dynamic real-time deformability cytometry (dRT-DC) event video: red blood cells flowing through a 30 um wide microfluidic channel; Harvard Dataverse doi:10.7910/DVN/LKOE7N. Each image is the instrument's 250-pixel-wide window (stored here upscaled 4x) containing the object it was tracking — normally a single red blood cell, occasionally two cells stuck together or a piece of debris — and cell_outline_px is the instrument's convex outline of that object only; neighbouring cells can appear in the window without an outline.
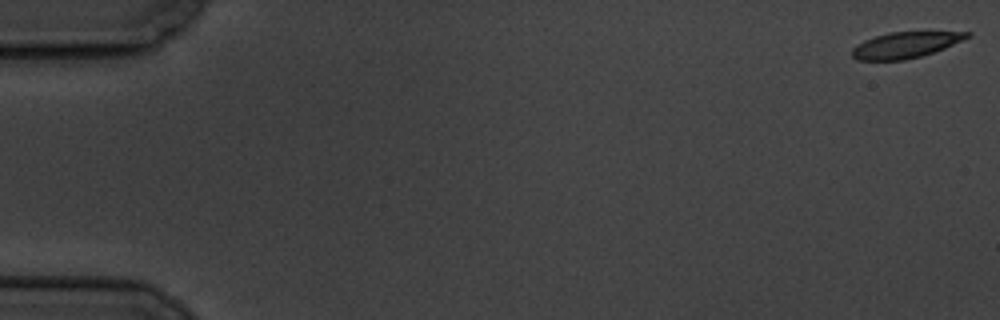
{"species": "common noctule bat (a hibernating species)", "species_latin": "Nyctalus noctula", "temperature_condition": "cold", "stored_images_in_passage": 5, "camera_frame_rate_fps": 3000, "um_per_image_px": 0.085, "animal": {"sex": "male", "body_mass_g": 19.5, "forearm_length_mm": 54.6}, "frame": {"image": 1, "passage_image": 1, "time_ms": 0.0, "image_size_px": [1000, 320], "cell_outline_px": [[972, 36], [944, 48], [920, 56], [904, 60], [856, 60], [852, 56], [852, 48], [856, 44], [864, 40], [888, 32], [972, 32]], "centroid_in_image_um": [76.93, 3.82], "position_along_channel_um": 8.1, "area_um2": 17.28}}
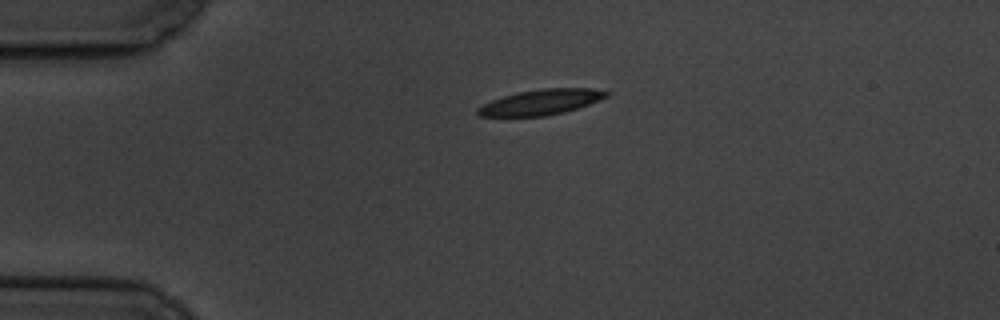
{"frame": {"image": 2, "passage_image": 4, "time_ms": 4.333, "image_size_px": [1000, 320], "cell_outline_px": [[612, 92], [608, 96], [588, 104], [564, 112], [544, 116], [480, 116], [476, 112], [476, 108], [492, 100], [504, 96], [520, 92], [544, 88], [592, 88]], "centroid_in_image_um": [46.0, 8.67], "position_along_channel_um": 39.0, "area_um2": 18.79}}